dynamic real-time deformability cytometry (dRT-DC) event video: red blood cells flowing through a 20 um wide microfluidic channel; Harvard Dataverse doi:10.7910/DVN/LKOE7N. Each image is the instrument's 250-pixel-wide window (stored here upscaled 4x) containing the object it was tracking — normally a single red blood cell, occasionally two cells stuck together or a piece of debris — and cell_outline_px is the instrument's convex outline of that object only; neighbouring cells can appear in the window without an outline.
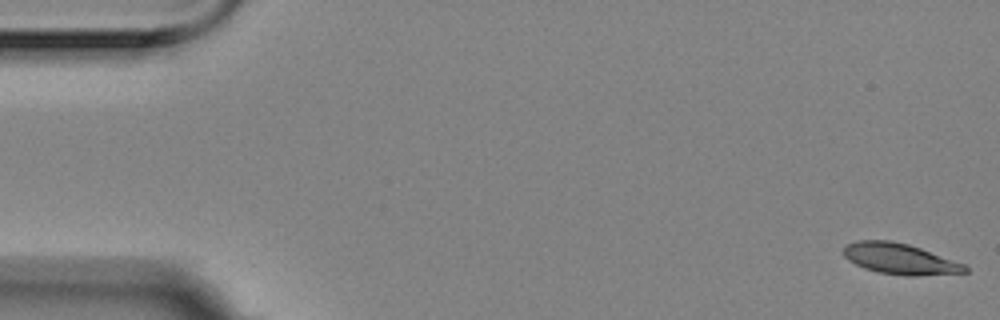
{"species": "Egyptian fruit bat (a non-hibernating species)", "species_latin": "Rousettus aegyptiacus", "temperature_condition": "room temperature", "stored_images_in_passage": 6, "camera_frame_rate_fps": 3000, "um_per_image_px": 0.085, "animal": {"sex": "female"}, "frame": {"image": 1, "passage_image": 1, "time_ms": 0.0, "image_size_px": [1000, 320], "cell_outline_px": [[968, 272], [916, 276], [908, 276], [880, 272], [864, 268], [848, 260], [844, 256], [844, 248], [848, 244], [856, 240], [888, 240], [908, 244], [920, 248], [964, 264], [968, 268]], "centroid_in_image_um": [76.48, 22.0], "position_along_channel_um": 8.5, "area_um2": 21.56}}
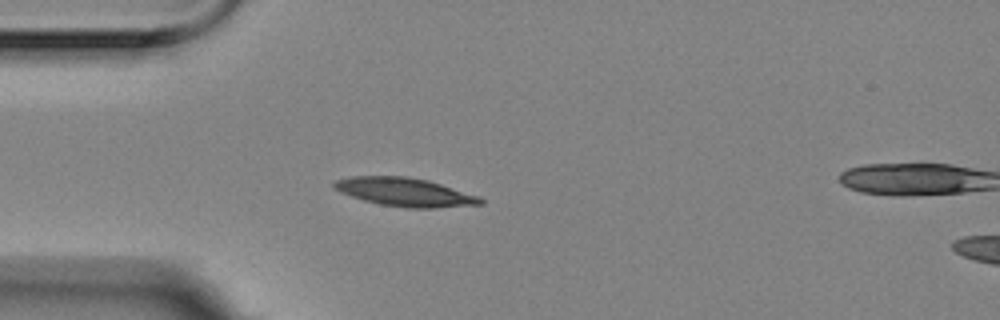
{"frame": {"image": 2, "passage_image": 5, "time_ms": 1.333, "image_size_px": [1000, 320], "cell_outline_px": [[484, 204], [432, 208], [408, 208], [380, 204], [364, 200], [340, 192], [332, 188], [332, 184], [336, 180], [352, 176], [408, 176], [428, 180], [480, 196], [484, 200]], "centroid_in_image_um": [34.43, 16.32], "position_along_channel_um": 50.6, "area_um2": 24.33}}